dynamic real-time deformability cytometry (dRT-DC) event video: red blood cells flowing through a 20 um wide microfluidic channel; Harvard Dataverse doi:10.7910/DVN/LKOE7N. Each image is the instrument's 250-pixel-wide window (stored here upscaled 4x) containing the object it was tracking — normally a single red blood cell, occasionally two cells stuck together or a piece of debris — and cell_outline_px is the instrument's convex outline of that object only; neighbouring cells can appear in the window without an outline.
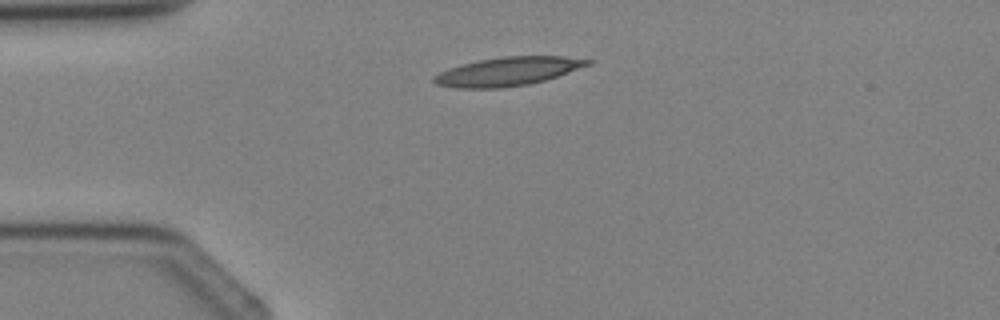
{"species": "Egyptian fruit bat (a non-hibernating species)", "species_latin": "Rousettus aegyptiacus", "temperature_condition": "cold", "stored_images_in_passage": 1, "camera_frame_rate_fps": 3000, "um_per_image_px": 0.085, "animal": {"sex": "female"}, "frame": {"image": 1, "passage_image": 1, "time_ms": 0.0, "image_size_px": [1000, 320], "cell_outline_px": [[592, 64], [544, 80], [528, 84], [500, 88], [456, 88], [436, 84], [432, 80], [432, 76], [440, 72], [464, 64], [480, 60], [504, 56], [564, 56], [592, 60]], "centroid_in_image_um": [43.17, 6.07], "position_along_channel_um": 41.8, "area_um2": 25.32}}